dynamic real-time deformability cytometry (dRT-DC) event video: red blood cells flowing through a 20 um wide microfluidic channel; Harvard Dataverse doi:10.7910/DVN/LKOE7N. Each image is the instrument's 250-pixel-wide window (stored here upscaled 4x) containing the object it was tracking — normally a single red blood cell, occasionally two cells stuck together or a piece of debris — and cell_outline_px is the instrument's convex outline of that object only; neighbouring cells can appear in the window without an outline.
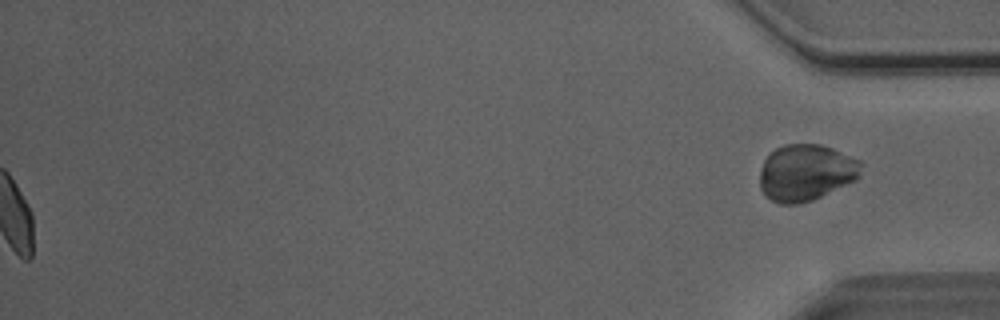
{"species": "Egyptian fruit bat (a non-hibernating species)", "species_latin": "Rousettus aegyptiacus", "temperature_condition": "room temperature", "stored_images_in_passage": 52, "segment_of_instrument_passage": [2, 2], "camera_frame_rate_fps": 3000, "um_per_image_px": 0.085, "animal": {"sex": "male"}, "frame": {"image": 1, "passage_image": 52, "time_ms": 17.0, "image_size_px": [1000, 320], "cell_outline_px": [[864, 164], [860, 176], [856, 180], [812, 200], [796, 204], [780, 204], [764, 196], [760, 188], [760, 168], [764, 160], [776, 148], [784, 144], [820, 144], [832, 148], [860, 160]], "centroid_in_image_um": [68.51, 14.67], "position_along_channel_um": 366.7, "area_um2": 33.58}}